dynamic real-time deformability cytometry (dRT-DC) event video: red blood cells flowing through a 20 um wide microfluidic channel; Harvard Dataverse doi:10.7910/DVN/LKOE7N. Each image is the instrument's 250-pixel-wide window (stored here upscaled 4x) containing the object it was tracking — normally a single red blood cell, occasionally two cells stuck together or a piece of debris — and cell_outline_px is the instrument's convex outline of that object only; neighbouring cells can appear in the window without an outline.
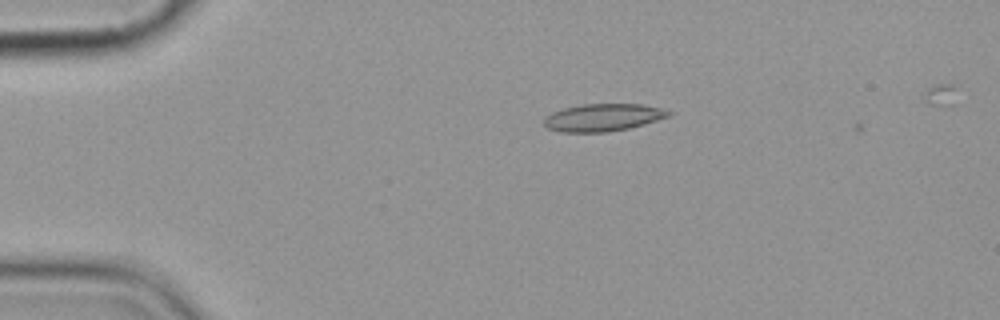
{"species": "common noctule bat (a hibernating species)", "species_latin": "Nyctalus noctula", "temperature_condition": "cold", "stored_images_in_passage": 4, "camera_frame_rate_fps": 3000, "um_per_image_px": 0.085, "animal": {"sex": "female", "body_mass_g": 19.9}, "frame": {"image": 1, "passage_image": 2, "time_ms": 1.333, "image_size_px": [1000, 320], "cell_outline_px": [[672, 112], [668, 116], [644, 124], [628, 128], [608, 132], [560, 132], [548, 128], [544, 124], [544, 116], [552, 112], [564, 108], [584, 104], [640, 104], [660, 108]], "centroid_in_image_um": [51.21, 9.99], "position_along_channel_um": 33.8, "area_um2": 19.77}}
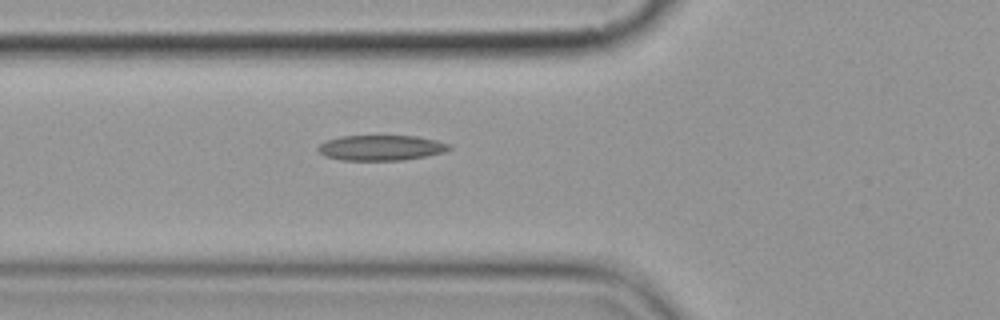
{"frame": {"image": 2, "passage_image": 4, "time_ms": 4.333, "image_size_px": [1000, 320], "cell_outline_px": [[452, 148], [444, 152], [404, 160], [340, 160], [324, 156], [316, 148], [320, 144], [328, 140], [340, 136], [416, 136], [436, 140], [448, 144]], "centroid_in_image_um": [32.37, 12.56], "position_along_channel_um": 93.4, "area_um2": 19.25}}